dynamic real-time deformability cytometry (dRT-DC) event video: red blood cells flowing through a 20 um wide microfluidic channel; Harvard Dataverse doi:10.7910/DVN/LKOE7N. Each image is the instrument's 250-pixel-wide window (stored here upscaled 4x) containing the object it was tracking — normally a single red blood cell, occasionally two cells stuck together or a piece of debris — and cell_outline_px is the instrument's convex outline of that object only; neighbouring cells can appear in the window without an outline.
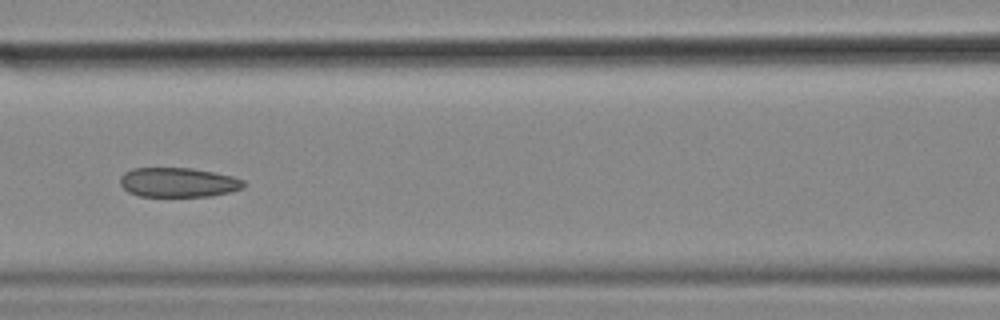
{"species": "common noctule bat (a hibernating species)", "species_latin": "Nyctalus noctula", "temperature_condition": "cold", "stored_images_in_passage": 16, "camera_frame_rate_fps": 3000, "um_per_image_px": 0.085, "animal": {"sex": "female", "body_mass_g": 18.4}, "frame": {"image": 1, "passage_image": 10, "time_ms": 3.0, "image_size_px": [1000, 320], "cell_outline_px": [[244, 188], [232, 192], [212, 196], [140, 196], [128, 192], [120, 184], [120, 176], [124, 172], [132, 168], [192, 168], [232, 176], [244, 180]], "centroid_in_image_um": [15.15, 15.5], "position_along_channel_um": 151.5, "area_um2": 21.33}}